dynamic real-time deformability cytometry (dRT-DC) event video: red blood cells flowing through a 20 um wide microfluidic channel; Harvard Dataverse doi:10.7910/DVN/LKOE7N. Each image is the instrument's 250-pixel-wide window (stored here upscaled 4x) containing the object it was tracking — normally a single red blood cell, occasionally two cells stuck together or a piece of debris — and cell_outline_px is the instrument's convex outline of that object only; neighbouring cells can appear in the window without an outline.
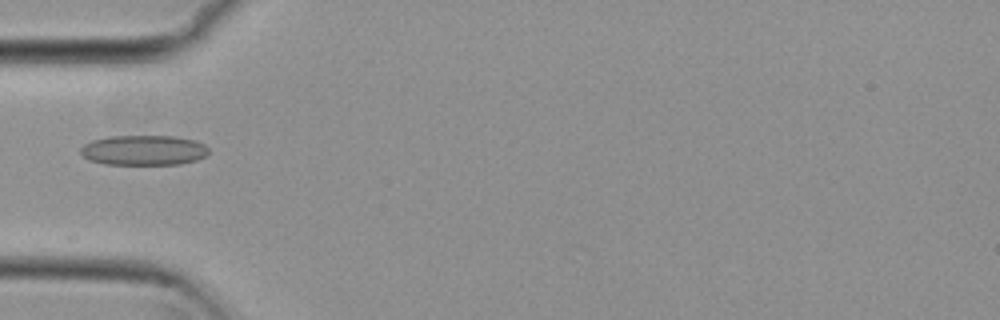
{"species": "common noctule bat (a hibernating species)", "species_latin": "Nyctalus noctula", "temperature_condition": "cold", "stored_images_in_passage": 11, "camera_frame_rate_fps": 3000, "um_per_image_px": 0.085, "animal": {"sex": "female", "body_mass_g": 29.2, "forearm_length_mm": 56.3}, "frame": {"image": 1, "passage_image": 1, "time_ms": 0.0, "image_size_px": [1000, 320], "cell_outline_px": [[208, 152], [204, 156], [196, 160], [180, 164], [104, 164], [88, 160], [80, 152], [80, 148], [84, 144], [92, 140], [108, 136], [172, 136], [196, 140], [204, 144], [208, 148]], "centroid_in_image_um": [12.19, 12.76], "position_along_channel_um": 72.8, "area_um2": 22.48}}
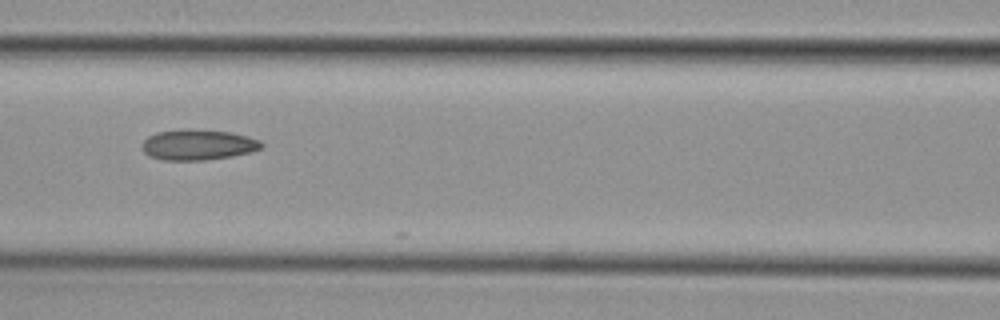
{"frame": {"image": 2, "passage_image": 7, "time_ms": 2.0, "image_size_px": [1000, 320], "cell_outline_px": [[264, 144], [260, 148], [252, 152], [232, 156], [204, 160], [160, 160], [148, 156], [140, 148], [140, 144], [148, 136], [156, 132], [188, 128], [232, 132], [248, 136], [260, 140]], "centroid_in_image_um": [16.79, 12.3], "position_along_channel_um": 149.8, "area_um2": 21.68}}
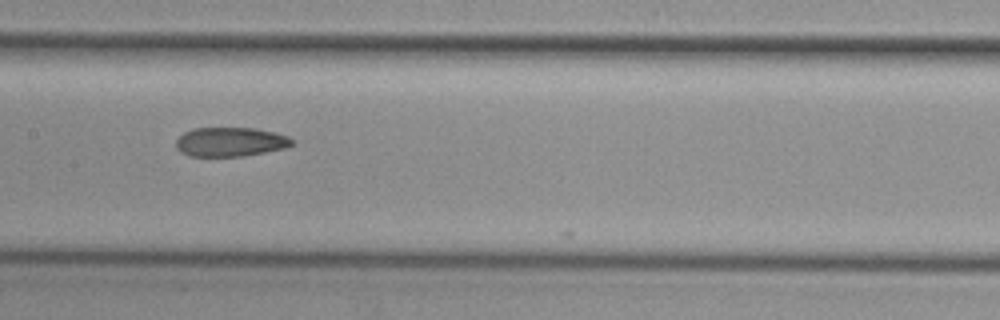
{"frame": {"image": 3, "passage_image": 10, "time_ms": 3.0, "image_size_px": [1000, 320], "cell_outline_px": [[292, 144], [284, 148], [264, 152], [240, 156], [188, 156], [180, 152], [176, 148], [176, 140], [184, 132], [192, 128], [256, 128], [276, 132], [288, 136], [292, 140]], "centroid_in_image_um": [19.55, 12.05], "position_along_channel_um": 187.9, "area_um2": 19.71}}